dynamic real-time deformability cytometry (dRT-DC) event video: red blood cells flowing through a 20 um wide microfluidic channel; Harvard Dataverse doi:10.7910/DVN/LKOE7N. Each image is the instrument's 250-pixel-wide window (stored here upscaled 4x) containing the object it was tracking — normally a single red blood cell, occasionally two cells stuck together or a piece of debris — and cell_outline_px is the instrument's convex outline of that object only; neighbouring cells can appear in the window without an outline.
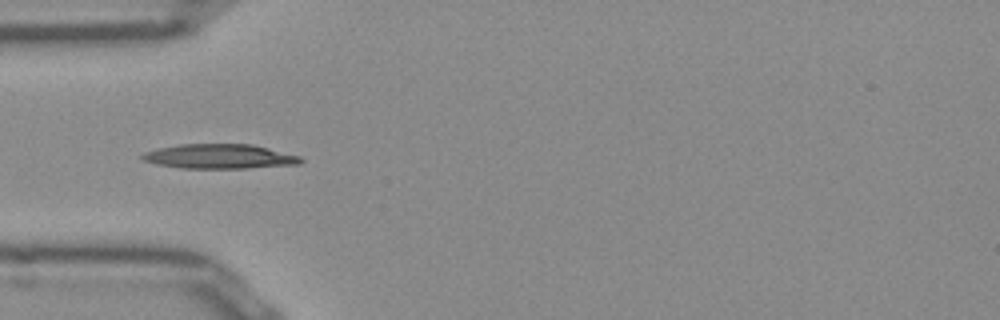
{"species": "Egyptian fruit bat (a non-hibernating species)", "species_latin": "Rousettus aegyptiacus", "temperature_condition": "room temperature", "stored_images_in_passage": 37, "camera_frame_rate_fps": 3000, "um_per_image_px": 0.085, "frame": {"image": 1, "passage_image": 1, "time_ms": 0.0, "image_size_px": [1000, 320], "cell_outline_px": [[304, 160], [300, 164], [248, 168], [180, 168], [156, 164], [144, 160], [140, 156], [148, 152], [160, 148], [180, 144], [252, 144], [300, 156]], "centroid_in_image_um": [18.71, 13.3], "position_along_channel_um": 66.3, "area_um2": 22.48}}
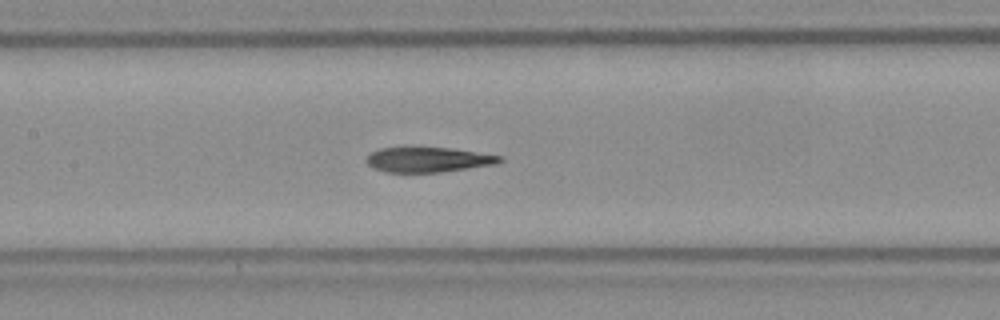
{"frame": {"image": 2, "passage_image": 9, "time_ms": 2.667, "image_size_px": [1000, 320], "cell_outline_px": [[504, 160], [496, 164], [440, 172], [384, 172], [368, 164], [364, 160], [372, 152], [380, 148], [412, 144], [452, 148], [504, 156]], "centroid_in_image_um": [36.38, 13.51], "position_along_channel_um": 171.0, "area_um2": 20.29}}
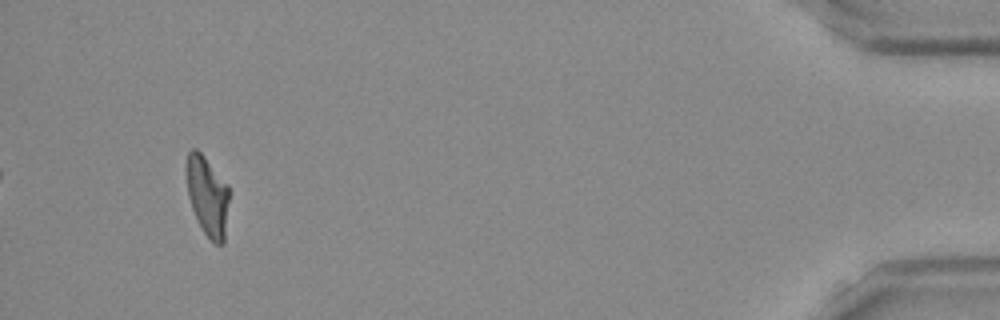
{"frame": {"image": 3, "passage_image": 34, "time_ms": 11.0, "image_size_px": [1000, 320], "cell_outline_px": [[228, 200], [224, 244], [212, 244], [204, 232], [192, 208], [188, 196], [184, 168], [188, 152], [192, 148], [196, 148], [204, 156], [228, 184]], "centroid_in_image_um": [17.6, 16.62], "position_along_channel_um": 417.6, "area_um2": 20.0}, "authors_computed_cell_mechanics": {"area_um2": 20.5768, "velocity_mm_per_s": 3.8893, "shape_relaxation_time_tau1_ms": 10.183, "shape_relaxation_time_tau2_ms": 3.3189, "deformation_change_tau1": 0.2823, "deformation_change_tau2": 0.1327}}